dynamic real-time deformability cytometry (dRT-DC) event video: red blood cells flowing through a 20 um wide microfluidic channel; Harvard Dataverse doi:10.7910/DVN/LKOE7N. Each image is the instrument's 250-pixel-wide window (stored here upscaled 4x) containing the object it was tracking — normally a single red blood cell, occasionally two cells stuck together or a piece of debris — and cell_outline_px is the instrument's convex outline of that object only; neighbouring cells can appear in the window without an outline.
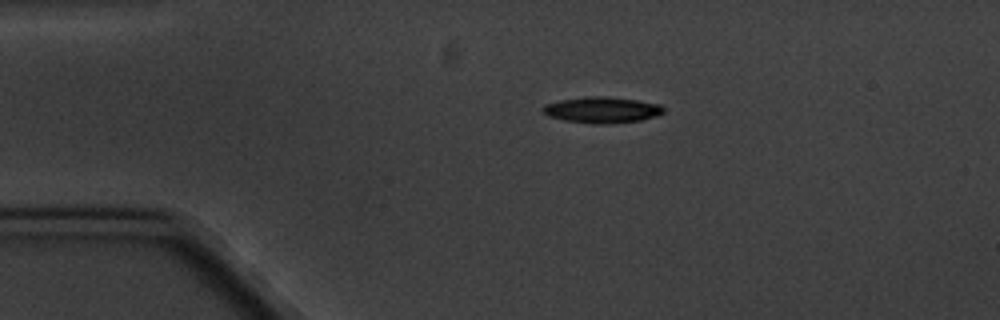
{"species": "common noctule bat (a hibernating species)", "species_latin": "Nyctalus noctula", "temperature_condition": "cold", "stored_images_in_passage": 4, "camera_frame_rate_fps": 3000, "um_per_image_px": 0.085, "animal": {"sex": "male", "body_mass_g": 20.1, "forearm_length_mm": 53.5}, "frame": {"image": 1, "passage_image": 3, "time_ms": 2.333, "image_size_px": [1000, 320], "cell_outline_px": [[664, 112], [656, 116], [640, 120], [608, 124], [592, 124], [564, 120], [548, 116], [540, 108], [544, 104], [560, 100], [588, 96], [604, 96], [636, 100], [660, 104], [664, 108]], "centroid_in_image_um": [51.14, 9.34], "position_along_channel_um": 33.9, "area_um2": 18.38}}